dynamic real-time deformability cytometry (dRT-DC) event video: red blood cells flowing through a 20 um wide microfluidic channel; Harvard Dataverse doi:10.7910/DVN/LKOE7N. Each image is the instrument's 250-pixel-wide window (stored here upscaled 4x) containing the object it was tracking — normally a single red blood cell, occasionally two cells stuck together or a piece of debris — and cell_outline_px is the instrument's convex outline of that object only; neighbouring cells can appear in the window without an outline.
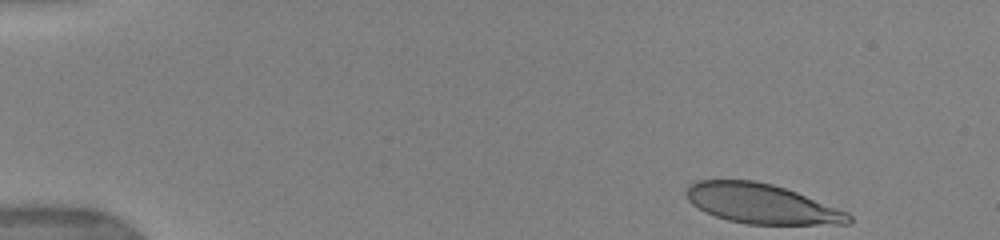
{"species": "human", "species_latin": "Homo sapiens", "temperature_condition": "warm", "stored_images_in_passage": 29, "camera_frame_rate_fps": 3000, "um_per_image_px": 0.085, "donor": {"sex": "female"}, "frame": {"image": 1, "passage_image": 1, "time_ms": 0.0, "image_size_px": [1000, 240], "cell_outline_px": [[852, 220], [848, 224], [748, 224], [728, 220], [704, 212], [692, 204], [688, 200], [684, 192], [688, 184], [696, 180], [756, 180], [772, 184], [796, 192], [848, 212], [852, 216]], "centroid_in_image_um": [64.69, 17.31], "position_along_channel_um": 20.3, "area_um2": 37.63}}
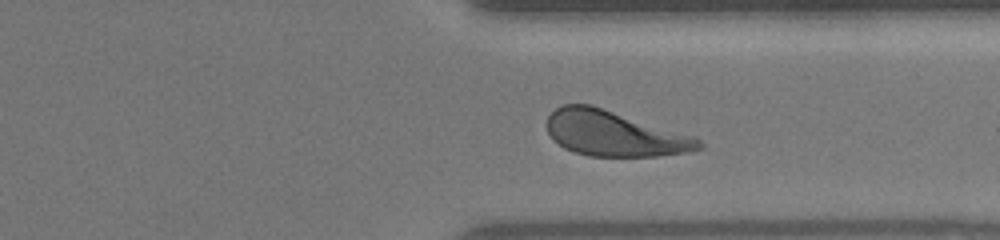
{"frame": {"image": 2, "passage_image": 27, "time_ms": 11.667, "image_size_px": [1000, 240], "cell_outline_px": [[704, 148], [688, 152], [656, 156], [588, 156], [572, 152], [564, 148], [552, 140], [544, 124], [548, 116], [556, 108], [564, 104], [592, 104], [696, 136], [704, 144]], "centroid_in_image_um": [52.21, 11.35], "position_along_channel_um": 359.2, "area_um2": 40.81}}
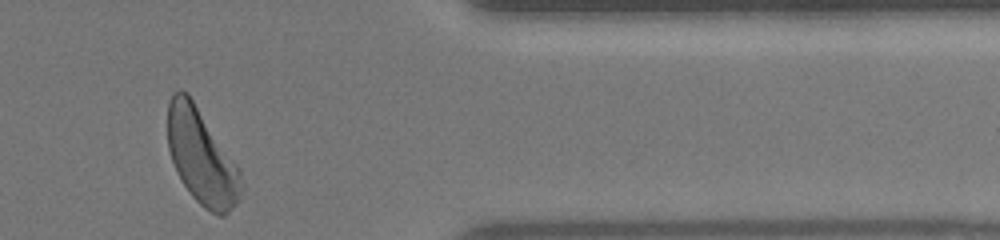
{"frame": {"image": 3, "passage_image": 29, "time_ms": 13.0, "image_size_px": [1000, 240], "cell_outline_px": [[244, 188], [236, 204], [224, 216], [220, 216], [204, 208], [192, 196], [184, 184], [172, 160], [168, 148], [168, 104], [172, 92], [180, 88], [188, 92], [240, 168], [244, 184]], "centroid_in_image_um": [17.16, 13.31], "position_along_channel_um": 394.2, "area_um2": 40.98}, "authors_computed_cell_mechanics": {"area_um2": 40.3444, "velocity_mm_per_s": 3.8764, "shape_relaxation_time_tau1_ms": 3.3788, "shape_relaxation_time_tau2_ms": null, "deformation_change_tau1": 0.1694, "deformation_change_tau2": null}}